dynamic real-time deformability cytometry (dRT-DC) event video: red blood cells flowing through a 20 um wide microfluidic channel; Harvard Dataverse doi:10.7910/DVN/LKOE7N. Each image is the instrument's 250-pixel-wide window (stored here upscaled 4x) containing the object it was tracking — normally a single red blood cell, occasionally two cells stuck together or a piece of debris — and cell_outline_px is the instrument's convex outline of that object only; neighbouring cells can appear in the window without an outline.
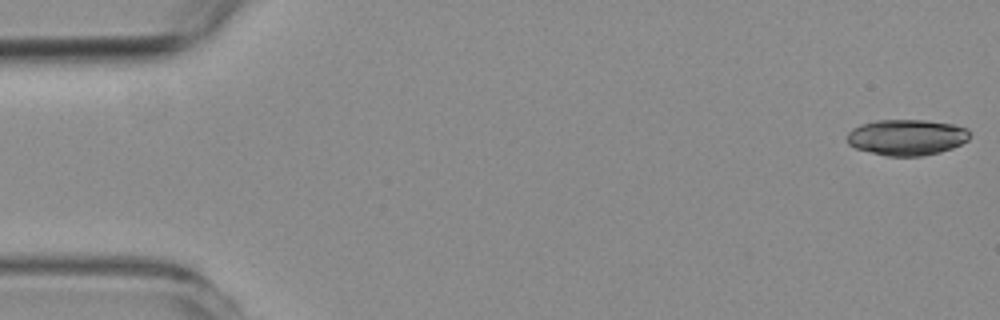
{"species": "common noctule bat (a hibernating species)", "species_latin": "Nyctalus noctula", "temperature_condition": "room temperature", "stored_images_in_passage": 58, "camera_frame_rate_fps": 3000, "um_per_image_px": 0.085, "animal": {"sex": "female", "body_mass_g": 19.3, "forearm_length_mm": 54.1}, "frame": {"image": 1, "passage_image": 1, "time_ms": 0.0, "image_size_px": [1000, 320], "cell_outline_px": [[968, 140], [952, 148], [940, 152], [920, 156], [888, 156], [856, 148], [848, 144], [848, 132], [852, 128], [860, 124], [876, 120], [924, 120], [952, 124], [968, 128]], "centroid_in_image_um": [77.06, 11.66], "position_along_channel_um": 7.9, "area_um2": 25.55}}